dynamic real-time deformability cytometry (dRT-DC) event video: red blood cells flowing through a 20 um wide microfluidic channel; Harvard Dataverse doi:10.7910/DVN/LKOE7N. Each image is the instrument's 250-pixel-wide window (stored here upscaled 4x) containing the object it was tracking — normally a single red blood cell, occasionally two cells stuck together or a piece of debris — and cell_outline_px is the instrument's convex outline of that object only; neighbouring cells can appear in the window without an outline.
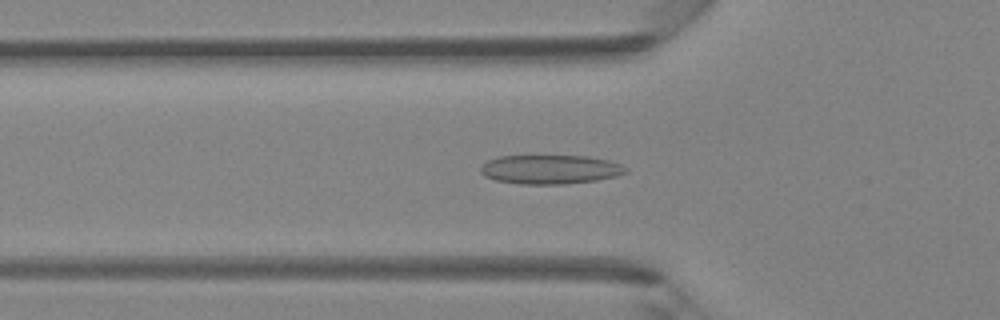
{"species": "Egyptian fruit bat (a non-hibernating species)", "species_latin": "Rousettus aegyptiacus", "temperature_condition": "room temperature", "stored_images_in_passage": 47, "camera_frame_rate_fps": 3000, "um_per_image_px": 0.085, "animal": {"sex": "female"}, "frame": {"image": 1, "passage_image": 16, "time_ms": 5.0, "image_size_px": [1000, 320], "cell_outline_px": [[628, 172], [616, 176], [596, 180], [564, 184], [520, 184], [496, 180], [484, 176], [480, 172], [480, 168], [488, 160], [500, 156], [588, 156], [608, 160], [620, 164], [628, 168]], "centroid_in_image_um": [46.78, 14.4], "position_along_channel_um": 79.0, "area_um2": 24.57}}
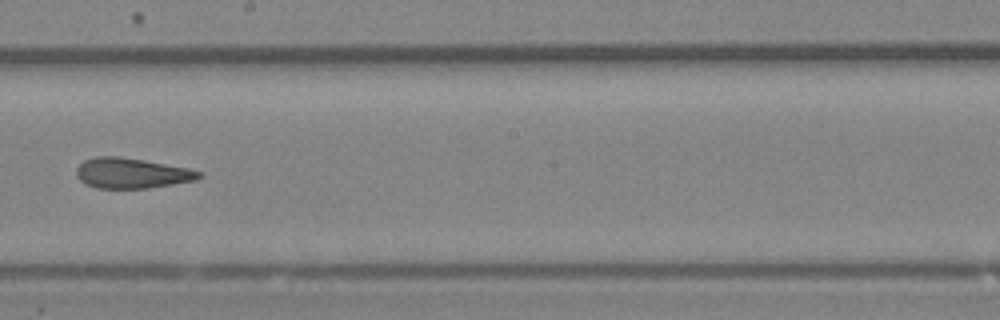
{"frame": {"image": 2, "passage_image": 27, "time_ms": 8.667, "image_size_px": [1000, 320], "cell_outline_px": [[204, 176], [196, 180], [148, 188], [96, 188], [80, 180], [76, 176], [76, 168], [84, 160], [96, 156], [120, 156], [144, 160], [188, 168], [200, 172]], "centroid_in_image_um": [11.18, 14.71], "position_along_channel_um": 237.0, "area_um2": 21.62}}
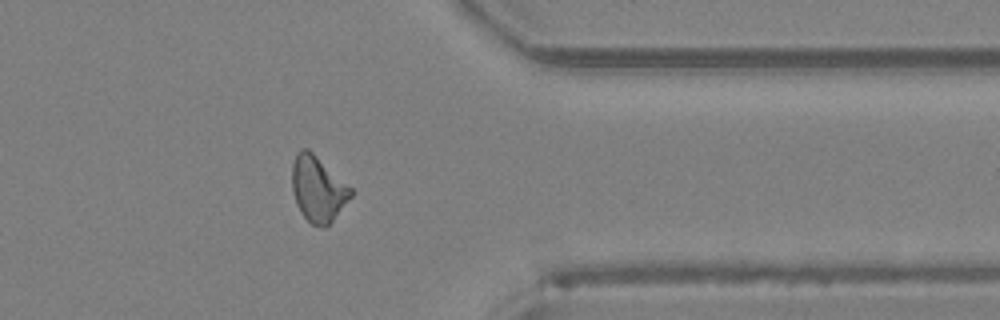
{"frame": {"image": 3, "passage_image": 38, "time_ms": 12.333, "image_size_px": [1000, 320], "cell_outline_px": [[352, 196], [332, 220], [324, 228], [320, 228], [312, 224], [300, 212], [296, 204], [292, 188], [292, 164], [296, 152], [300, 148], [308, 148], [352, 188]], "centroid_in_image_um": [27.0, 16.04], "position_along_channel_um": 384.4, "area_um2": 22.37}, "authors_computed_cell_mechanics": {"area_um2": 22.5998, "velocity_mm_per_s": 4.3076, "shape_relaxation_time_tau1_ms": 8.6515, "shape_relaxation_time_tau2_ms": 2.7582, "deformation_change_tau1": 0.194, "deformation_change_tau2": 0.1096}}